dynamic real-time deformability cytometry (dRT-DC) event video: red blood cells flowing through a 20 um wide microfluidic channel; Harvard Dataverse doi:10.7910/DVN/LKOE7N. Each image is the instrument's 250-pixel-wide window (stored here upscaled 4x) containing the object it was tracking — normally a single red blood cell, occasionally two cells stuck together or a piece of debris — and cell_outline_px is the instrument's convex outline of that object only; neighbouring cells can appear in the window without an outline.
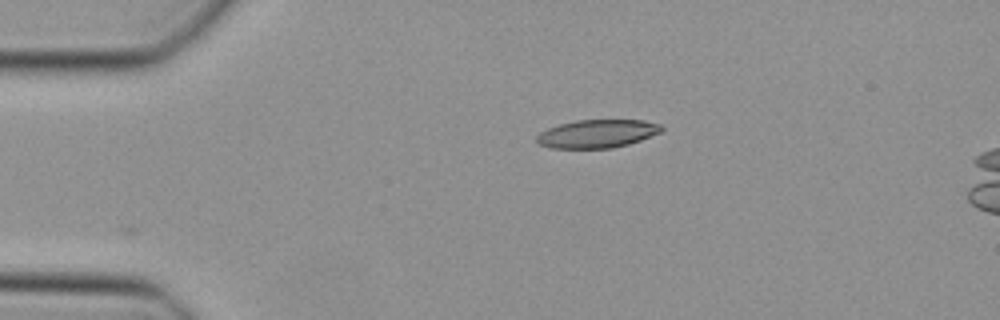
{"species": "Egyptian fruit bat (a non-hibernating species)", "species_latin": "Rousettus aegyptiacus", "temperature_condition": "cold", "stored_images_in_passage": 39, "camera_frame_rate_fps": 3000, "um_per_image_px": 0.085, "animal": {"sex": "female"}, "frame": {"image": 1, "passage_image": 1, "time_ms": 0.0, "image_size_px": [1000, 320], "cell_outline_px": [[664, 128], [660, 132], [640, 140], [628, 144], [612, 148], [552, 148], [536, 144], [536, 136], [540, 132], [548, 128], [560, 124], [576, 120], [644, 120], [660, 124]], "centroid_in_image_um": [50.73, 11.36], "position_along_channel_um": 34.3, "area_um2": 20.52}}
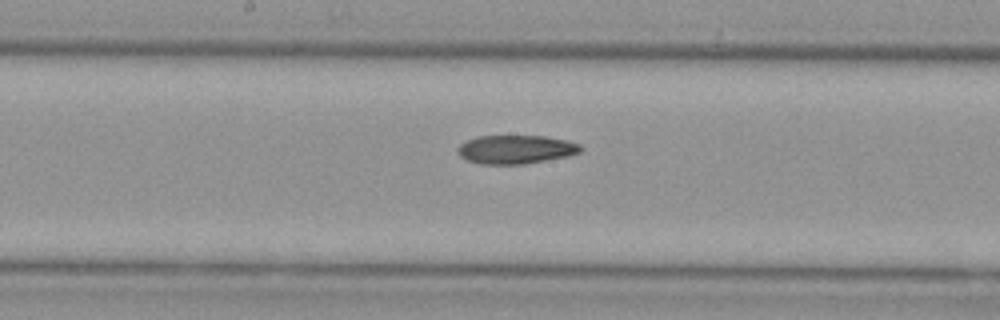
{"frame": {"image": 2, "passage_image": 16, "time_ms": 5.0, "image_size_px": [1000, 320], "cell_outline_px": [[584, 148], [580, 152], [564, 156], [524, 164], [480, 164], [468, 160], [460, 156], [456, 152], [456, 148], [460, 144], [476, 136], [544, 136], [564, 140], [580, 144]], "centroid_in_image_um": [43.79, 12.69], "position_along_channel_um": 204.4, "area_um2": 20.35}}
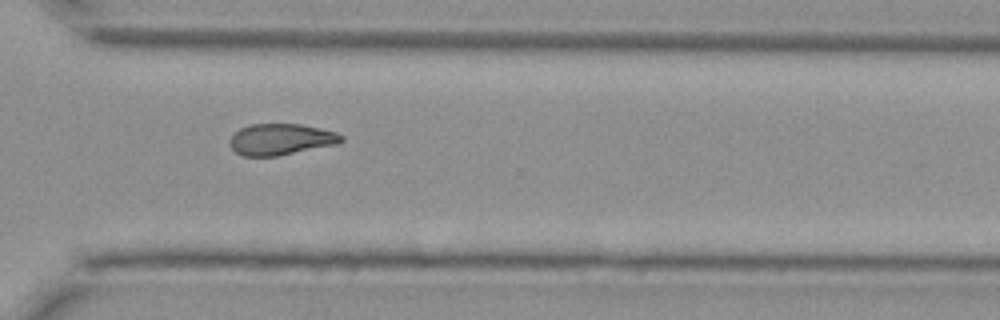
{"frame": {"image": 3, "passage_image": 26, "time_ms": 8.333, "image_size_px": [1000, 320], "cell_outline_px": [[344, 140], [340, 144], [276, 156], [244, 156], [236, 152], [228, 144], [228, 140], [240, 128], [248, 124], [300, 124], [320, 128], [336, 132], [344, 136]], "centroid_in_image_um": [23.89, 11.84], "position_along_channel_um": 346.7, "area_um2": 20.52}}